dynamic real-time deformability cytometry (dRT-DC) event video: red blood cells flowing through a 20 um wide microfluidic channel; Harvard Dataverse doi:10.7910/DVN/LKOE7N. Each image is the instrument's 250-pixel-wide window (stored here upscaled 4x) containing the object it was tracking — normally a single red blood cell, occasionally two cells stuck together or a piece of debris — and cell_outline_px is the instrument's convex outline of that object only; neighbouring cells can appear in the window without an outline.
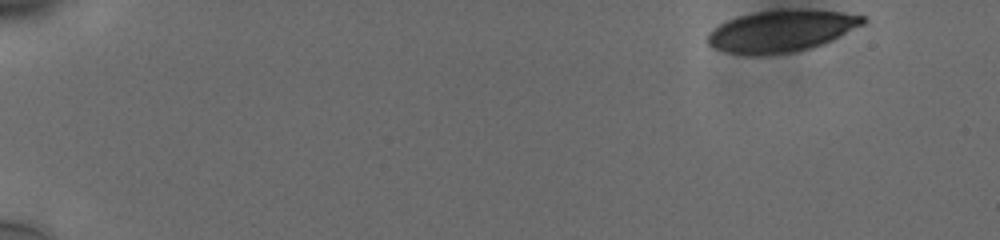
{"species": "human", "species_latin": "Homo sapiens", "temperature_condition": "cold", "stored_images_in_passage": 52, "camera_frame_rate_fps": 3000, "um_per_image_px": 0.085, "donor": {"sex": "male"}, "frame": {"image": 1, "passage_image": 1, "time_ms": 0.0, "image_size_px": [1000, 240], "cell_outline_px": [[868, 20], [864, 24], [824, 44], [812, 48], [792, 52], [752, 56], [724, 52], [712, 48], [708, 44], [708, 32], [720, 24], [728, 20], [740, 16], [756, 12], [840, 12], [864, 16]], "centroid_in_image_um": [66.37, 2.7], "position_along_channel_um": 18.6, "area_um2": 36.76}}
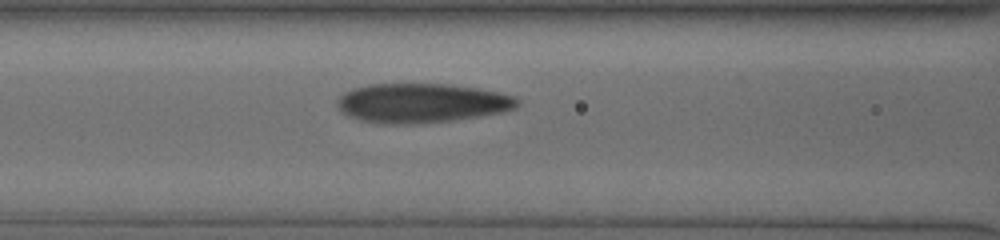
{"frame": {"image": 2, "passage_image": 22, "time_ms": 7.0, "image_size_px": [1000, 240], "cell_outline_px": [[520, 104], [516, 108], [504, 112], [480, 116], [452, 120], [412, 124], [384, 124], [360, 120], [348, 116], [336, 104], [336, 100], [344, 92], [352, 88], [368, 84], [448, 84], [476, 88], [500, 92], [516, 96], [520, 100]], "centroid_in_image_um": [35.87, 8.75], "position_along_channel_um": 130.7, "area_um2": 41.56}}
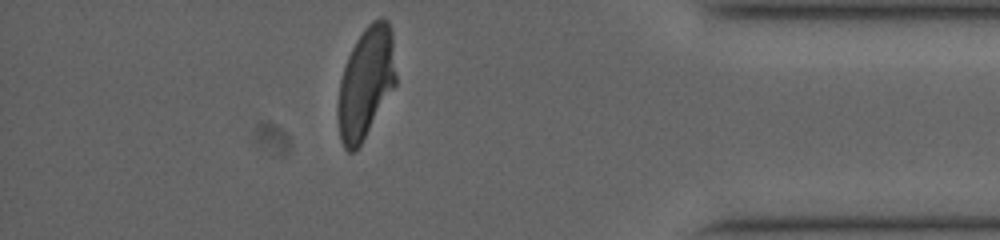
{"frame": {"image": 3, "passage_image": 46, "time_ms": 15.0, "image_size_px": [1000, 240], "cell_outline_px": [[396, 84], [360, 144], [352, 152], [348, 152], [344, 148], [340, 140], [336, 116], [336, 108], [340, 80], [348, 56], [356, 40], [364, 28], [372, 20], [380, 16], [388, 20], [392, 32], [396, 76]], "centroid_in_image_um": [31.08, 7.01], "position_along_channel_um": 404.1, "area_um2": 37.63}, "authors_computed_cell_mechanics": {"area_um2": 39.1306, "velocity_mm_per_s": 3.7593, "shape_relaxation_time_tau1_ms": 5.3365, "shape_relaxation_time_tau2_ms": 1.3252, "deformation_change_tau1": 0.1843, "deformation_change_tau2": 0.069}}